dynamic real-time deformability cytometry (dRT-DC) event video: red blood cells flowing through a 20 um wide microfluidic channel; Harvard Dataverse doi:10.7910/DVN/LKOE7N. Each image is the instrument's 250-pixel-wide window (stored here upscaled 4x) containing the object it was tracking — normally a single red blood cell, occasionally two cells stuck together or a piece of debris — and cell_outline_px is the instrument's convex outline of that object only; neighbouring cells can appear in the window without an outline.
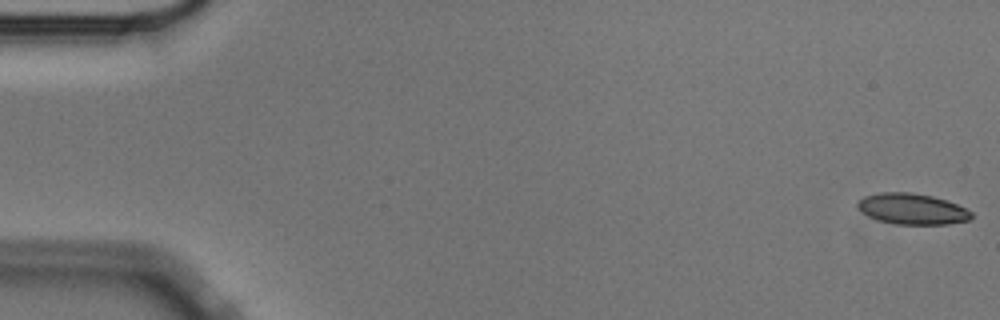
{"species": "Egyptian fruit bat (a non-hibernating species)", "species_latin": "Rousettus aegyptiacus", "temperature_condition": "cold", "stored_images_in_passage": 57, "camera_frame_rate_fps": 3000, "um_per_image_px": 0.085, "animal": {"sex": "male"}, "frame": {"image": 1, "passage_image": 1, "time_ms": 0.0, "image_size_px": [1000, 320], "cell_outline_px": [[972, 216], [968, 220], [948, 224], [896, 224], [876, 220], [868, 216], [856, 208], [856, 204], [864, 196], [880, 192], [912, 192], [932, 196], [956, 204], [972, 212]], "centroid_in_image_um": [77.48, 17.76], "position_along_channel_um": 7.5, "area_um2": 20.46}}
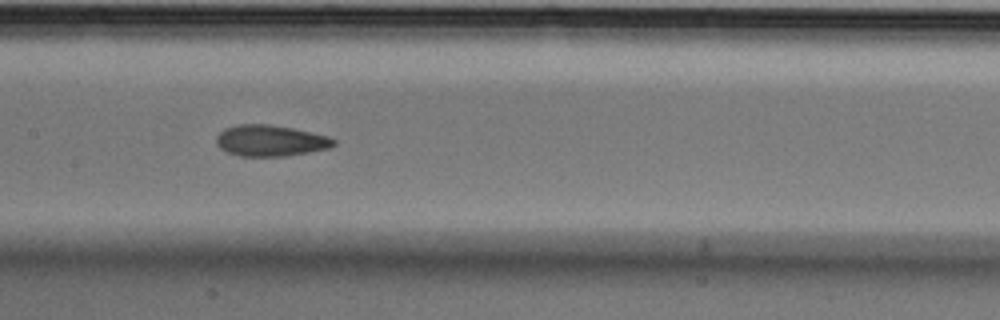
{"frame": {"image": 2, "passage_image": 28, "time_ms": 9.0, "image_size_px": [1000, 320], "cell_outline_px": [[336, 144], [328, 148], [288, 156], [240, 156], [228, 152], [220, 148], [216, 144], [216, 136], [224, 128], [236, 124], [268, 124], [292, 128], [328, 136], [336, 140]], "centroid_in_image_um": [22.96, 11.95], "position_along_channel_um": 184.4, "area_um2": 21.33}}
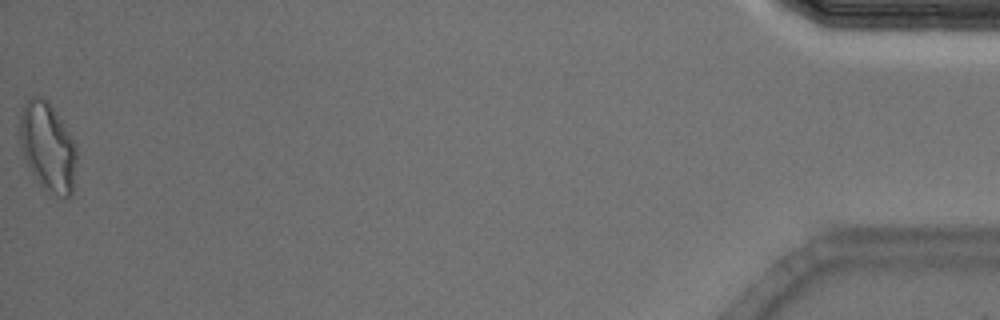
{"frame": {"image": 3, "passage_image": 57, "time_ms": 18.667, "image_size_px": [1000, 320], "cell_outline_px": [[76, 160], [72, 192], [68, 196], [60, 196], [44, 188], [36, 180], [24, 156], [20, 144], [20, 112], [24, 104], [32, 96], [40, 96], [56, 112], [76, 144]], "centroid_in_image_um": [4.05, 12.47], "position_along_channel_um": 431.2, "area_um2": 28.78}, "authors_computed_cell_mechanics": {"area_um2": 21.5016, "velocity_mm_per_s": 3.5378, "shape_relaxation_time_tau1_ms": 7.7921, "shape_relaxation_time_tau2_ms": 2.2437, "deformation_change_tau1": 0.1549, "deformation_change_tau2": 0.08}}